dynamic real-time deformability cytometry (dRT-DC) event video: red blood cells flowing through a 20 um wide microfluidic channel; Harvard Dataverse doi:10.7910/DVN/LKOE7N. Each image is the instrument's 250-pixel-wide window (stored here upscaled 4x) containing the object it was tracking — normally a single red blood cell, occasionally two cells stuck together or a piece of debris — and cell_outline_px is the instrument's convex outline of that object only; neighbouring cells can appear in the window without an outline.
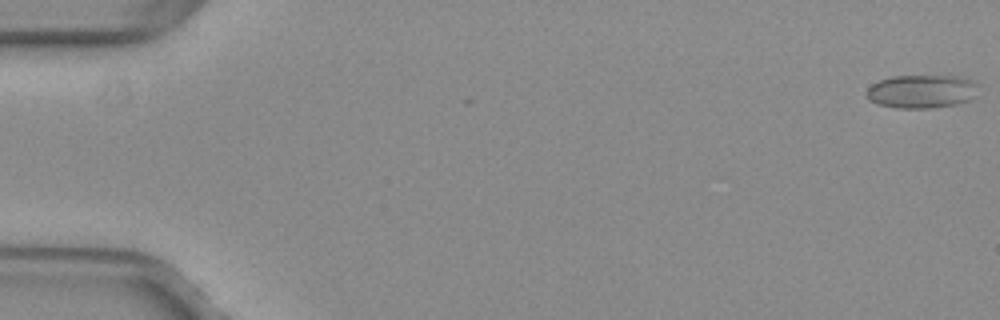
{"species": "common noctule bat (a hibernating species)", "species_latin": "Nyctalus noctula", "temperature_condition": "warm", "stored_images_in_passage": 5, "camera_frame_rate_fps": 3000, "um_per_image_px": 0.085, "animal": {"sex": "female", "body_mass_g": 29.2, "forearm_length_mm": 56.3}, "frame": {"image": 1, "passage_image": 1, "time_ms": 0.0, "image_size_px": [1000, 320], "cell_outline_px": [[976, 96], [968, 100], [956, 104], [928, 108], [896, 108], [880, 104], [868, 100], [868, 88], [872, 84], [880, 80], [892, 76], [968, 76], [976, 80]], "centroid_in_image_um": [78.39, 7.75], "position_along_channel_um": 6.6, "area_um2": 21.79}}